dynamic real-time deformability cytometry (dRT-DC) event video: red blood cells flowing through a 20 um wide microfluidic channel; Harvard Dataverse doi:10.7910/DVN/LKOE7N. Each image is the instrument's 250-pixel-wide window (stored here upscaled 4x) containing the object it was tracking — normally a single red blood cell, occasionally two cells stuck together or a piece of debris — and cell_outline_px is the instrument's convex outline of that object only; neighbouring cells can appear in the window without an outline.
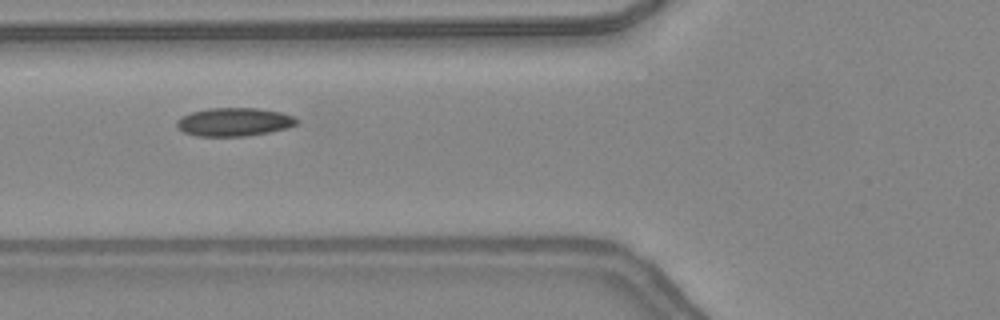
{"species": "common noctule bat (a hibernating species)", "species_latin": "Nyctalus noctula", "temperature_condition": "warm", "stored_images_in_passage": 43, "camera_frame_rate_fps": 3000, "um_per_image_px": 0.085, "animal": {"sex": "female", "body_mass_g": 24.6, "forearm_length_mm": 56.2}, "frame": {"image": 1, "passage_image": 14, "time_ms": 4.333, "image_size_px": [1000, 320], "cell_outline_px": [[300, 120], [296, 124], [288, 128], [268, 132], [244, 136], [196, 136], [184, 132], [176, 128], [176, 120], [192, 112], [208, 108], [256, 108], [280, 112], [292, 116]], "centroid_in_image_um": [19.89, 10.37], "position_along_channel_um": 105.9, "area_um2": 19.77}}
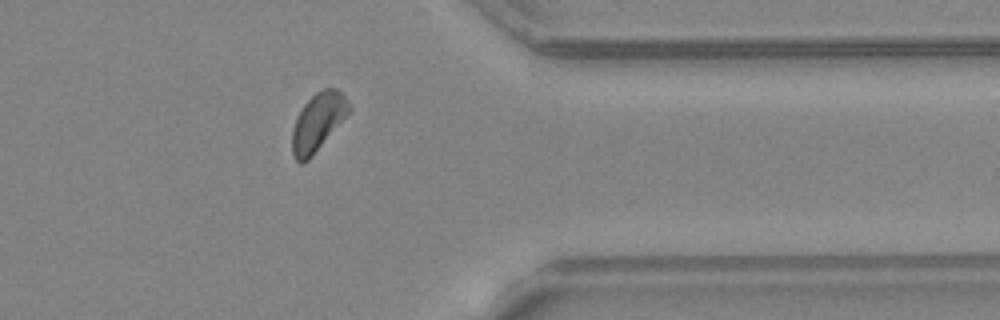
{"frame": {"image": 2, "passage_image": 34, "time_ms": 11.0, "image_size_px": [1000, 320], "cell_outline_px": [[352, 108], [312, 156], [304, 164], [300, 164], [292, 156], [292, 132], [296, 116], [304, 104], [316, 92], [324, 88], [336, 88], [344, 96]], "centroid_in_image_um": [26.98, 10.38], "position_along_channel_um": 384.4, "area_um2": 18.9}}
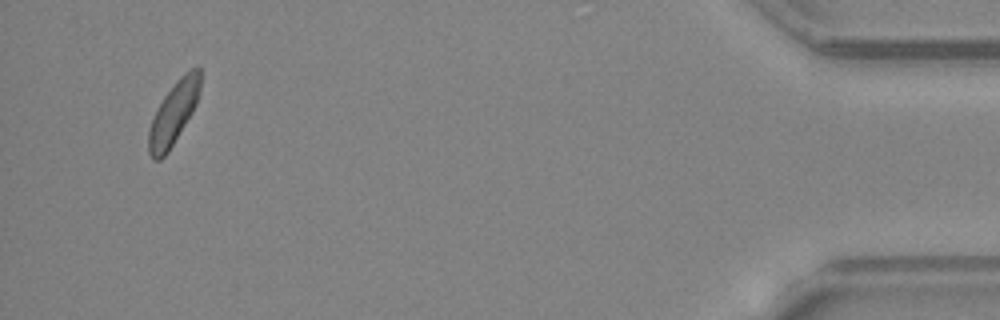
{"frame": {"image": 3, "passage_image": 41, "time_ms": 13.333, "image_size_px": [1000, 320], "cell_outline_px": [[200, 92], [196, 104], [192, 112], [168, 152], [160, 160], [152, 160], [148, 152], [148, 128], [156, 108], [164, 96], [176, 80], [184, 72], [196, 64], [200, 68]], "centroid_in_image_um": [14.74, 9.59], "position_along_channel_um": 420.5, "area_um2": 19.07}, "authors_computed_cell_mechanics": {"area_um2": 19.0162, "velocity_mm_per_s": 4.3411, "shape_relaxation_time_tau1_ms": 5.157, "shape_relaxation_time_tau2_ms": 3.9665, "deformation_change_tau1": 0.1095, "deformation_change_tau2": 0.1005}}